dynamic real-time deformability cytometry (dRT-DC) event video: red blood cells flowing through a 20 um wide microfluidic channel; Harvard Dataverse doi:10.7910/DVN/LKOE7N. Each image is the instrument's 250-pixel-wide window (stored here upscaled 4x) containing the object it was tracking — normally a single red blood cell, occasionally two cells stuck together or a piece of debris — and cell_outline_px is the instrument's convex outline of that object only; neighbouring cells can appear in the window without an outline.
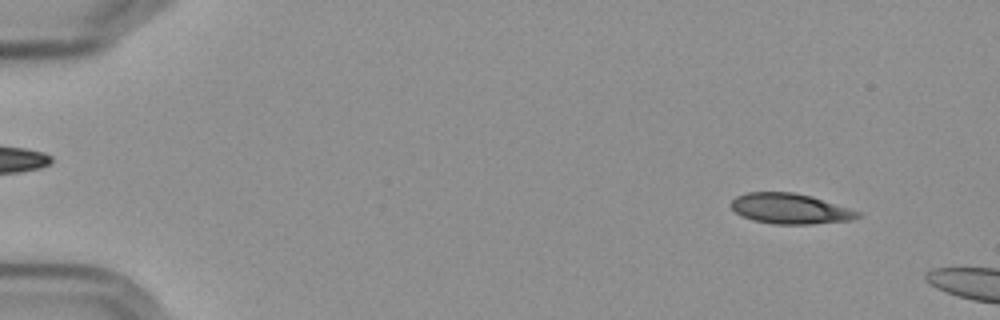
{"species": "Egyptian fruit bat (a non-hibernating species)", "species_latin": "Rousettus aegyptiacus", "temperature_condition": "cold", "stored_images_in_passage": 5, "camera_frame_rate_fps": 3000, "um_per_image_px": 0.085, "frame": {"image": 1, "passage_image": 2, "time_ms": 1.333, "image_size_px": [1000, 320], "cell_outline_px": [[860, 216], [848, 220], [808, 224], [776, 224], [756, 220], [744, 216], [736, 212], [732, 208], [732, 200], [736, 196], [744, 192], [792, 192], [812, 196], [860, 212]], "centroid_in_image_um": [67.14, 17.72], "position_along_channel_um": 17.9, "area_um2": 21.96}}